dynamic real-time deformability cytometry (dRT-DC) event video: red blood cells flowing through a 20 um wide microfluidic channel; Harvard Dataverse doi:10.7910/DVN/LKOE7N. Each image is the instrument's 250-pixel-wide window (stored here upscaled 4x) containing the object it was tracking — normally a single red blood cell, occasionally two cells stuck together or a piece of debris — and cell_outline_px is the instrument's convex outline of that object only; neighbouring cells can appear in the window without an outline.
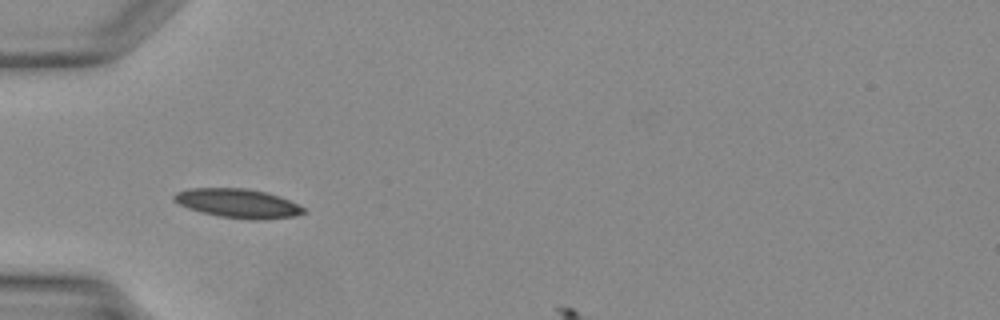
{"species": "Egyptian fruit bat (a non-hibernating species)", "species_latin": "Rousettus aegyptiacus", "temperature_condition": "warm", "stored_images_in_passage": 4, "camera_frame_rate_fps": 3000, "um_per_image_px": 0.085, "animal": {"sex": "female"}, "frame": {"image": 1, "passage_image": 1, "time_ms": 0.0, "image_size_px": [1000, 320], "cell_outline_px": [[308, 212], [296, 216], [260, 220], [252, 220], [220, 216], [200, 212], [188, 208], [172, 200], [172, 196], [176, 192], [188, 188], [248, 188], [268, 192], [280, 196], [304, 208]], "centroid_in_image_um": [20.22, 17.28], "position_along_channel_um": 64.8, "area_um2": 22.14}}
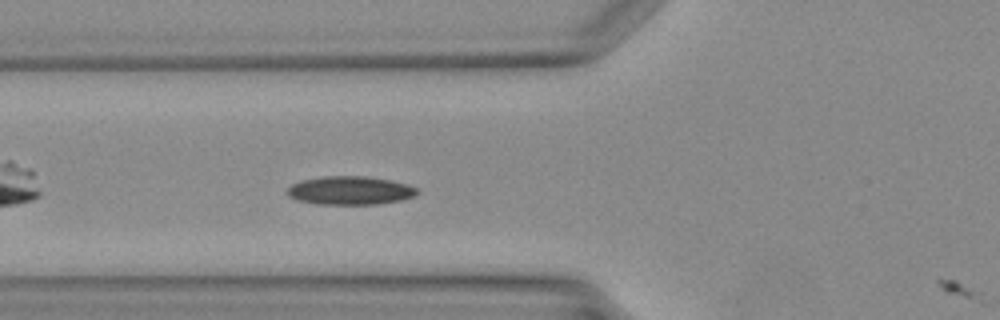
{"frame": {"image": 2, "passage_image": 3, "time_ms": 0.667, "image_size_px": [1000, 320], "cell_outline_px": [[420, 192], [416, 196], [400, 200], [376, 204], [316, 204], [300, 200], [288, 196], [288, 188], [292, 184], [300, 180], [324, 176], [368, 176], [392, 180], [408, 184], [416, 188]], "centroid_in_image_um": [29.8, 16.18], "position_along_channel_um": 96.0, "area_um2": 21.62}}